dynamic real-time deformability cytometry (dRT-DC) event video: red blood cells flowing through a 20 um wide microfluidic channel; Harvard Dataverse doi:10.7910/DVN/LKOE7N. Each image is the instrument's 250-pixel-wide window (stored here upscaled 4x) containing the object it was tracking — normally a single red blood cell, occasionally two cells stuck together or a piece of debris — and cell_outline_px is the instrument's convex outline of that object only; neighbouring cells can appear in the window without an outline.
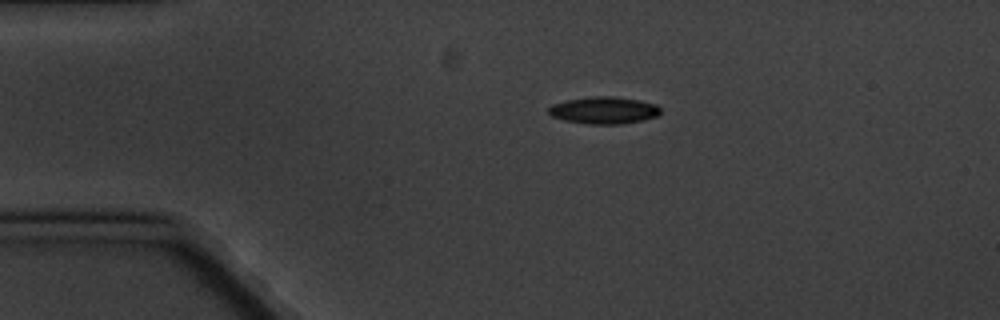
{"species": "common noctule bat (a hibernating species)", "species_latin": "Nyctalus noctula", "temperature_condition": "cold", "stored_images_in_passage": 8, "camera_frame_rate_fps": 3000, "um_per_image_px": 0.085, "animal": {"sex": "male", "body_mass_g": 20.1, "forearm_length_mm": 53.5}, "frame": {"image": 1, "passage_image": 3, "time_ms": 2.667, "image_size_px": [1000, 320], "cell_outline_px": [[660, 112], [656, 116], [644, 120], [620, 124], [588, 124], [564, 120], [552, 116], [548, 112], [548, 108], [552, 104], [568, 100], [596, 96], [612, 96], [636, 100], [656, 104], [660, 108]], "centroid_in_image_um": [51.32, 9.38], "position_along_channel_um": 33.7, "area_um2": 17.46}}
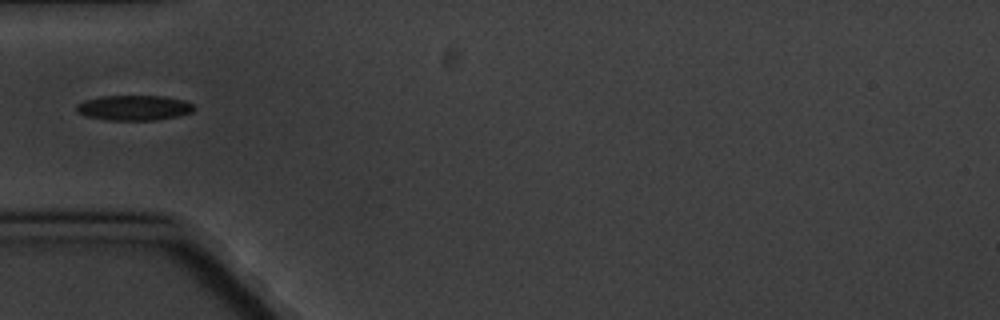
{"frame": {"image": 2, "passage_image": 5, "time_ms": 5.0, "image_size_px": [1000, 320], "cell_outline_px": [[196, 108], [192, 112], [180, 116], [156, 120], [108, 120], [88, 116], [80, 112], [76, 108], [76, 104], [84, 100], [100, 96], [164, 96], [184, 100], [192, 104]], "centroid_in_image_um": [11.44, 9.16], "position_along_channel_um": 73.6, "area_um2": 17.22}}